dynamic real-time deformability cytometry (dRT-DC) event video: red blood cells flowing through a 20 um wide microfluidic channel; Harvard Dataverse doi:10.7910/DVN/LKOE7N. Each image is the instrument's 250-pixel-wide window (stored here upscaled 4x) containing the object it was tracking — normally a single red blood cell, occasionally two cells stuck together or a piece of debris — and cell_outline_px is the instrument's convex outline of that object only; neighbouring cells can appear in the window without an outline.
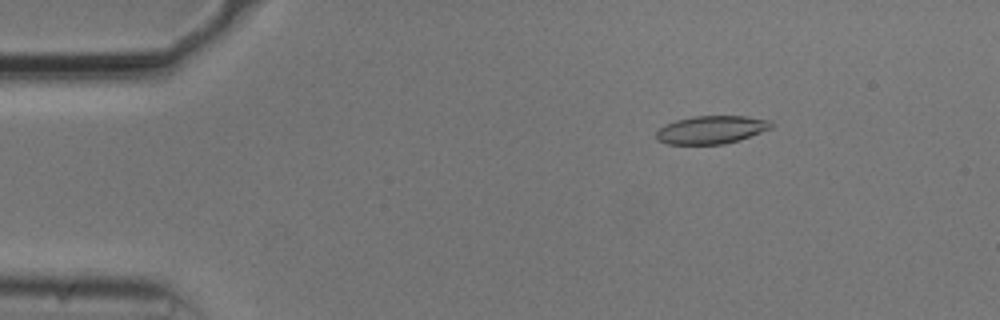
{"species": "common noctule bat (a hibernating species)", "species_latin": "Nyctalus noctula", "temperature_condition": "cold", "stored_images_in_passage": 16, "camera_frame_rate_fps": 3000, "um_per_image_px": 0.085, "animal": {"sex": "male", "body_mass_g": 20.5, "forearm_length_mm": 52.5}, "frame": {"image": 1, "passage_image": 7, "time_ms": 2.0, "image_size_px": [1000, 320], "cell_outline_px": [[772, 128], [724, 144], [668, 144], [656, 140], [656, 132], [664, 124], [676, 120], [692, 116], [744, 116], [772, 120]], "centroid_in_image_um": [60.42, 11.02], "position_along_channel_um": 24.6, "area_um2": 18.67}}
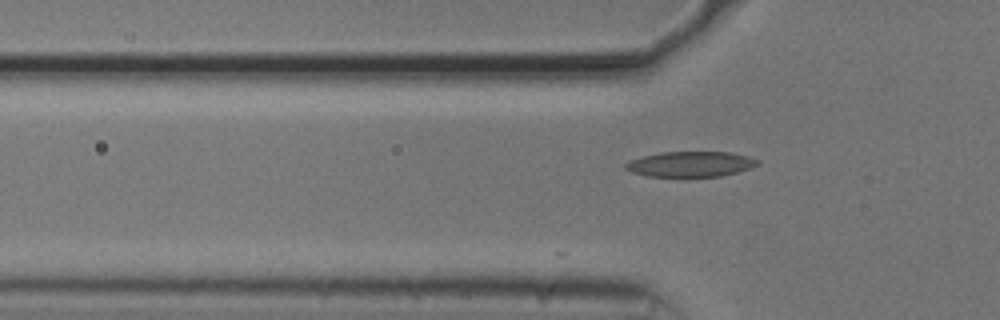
{"frame": {"image": 2, "passage_image": 16, "time_ms": 5.0, "image_size_px": [1000, 320], "cell_outline_px": [[760, 164], [736, 172], [720, 176], [688, 180], [648, 176], [632, 172], [624, 168], [624, 164], [632, 160], [644, 156], [660, 152], [732, 152], [748, 156], [760, 160]], "centroid_in_image_um": [58.69, 14.0], "position_along_channel_um": 67.1, "area_um2": 20.35}}